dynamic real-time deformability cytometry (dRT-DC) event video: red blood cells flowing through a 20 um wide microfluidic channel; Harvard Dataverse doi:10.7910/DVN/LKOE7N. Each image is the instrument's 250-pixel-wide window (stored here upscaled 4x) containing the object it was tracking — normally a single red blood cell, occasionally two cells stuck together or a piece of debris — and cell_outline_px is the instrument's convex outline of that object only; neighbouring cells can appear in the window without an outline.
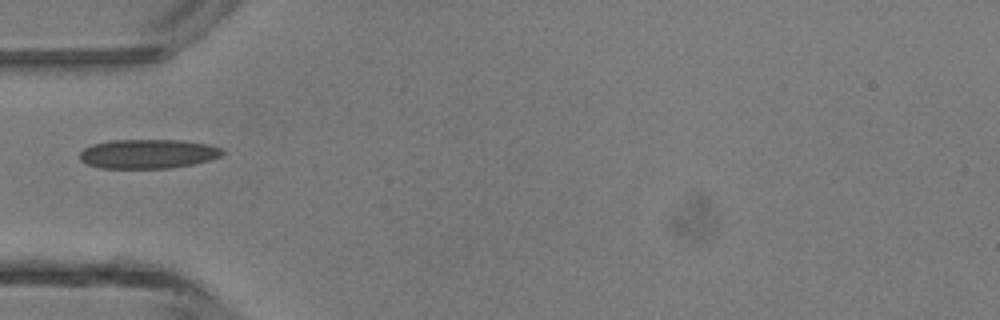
{"species": "common noctule bat (a hibernating species)", "species_latin": "Nyctalus noctula", "temperature_condition": "room temperature", "stored_images_in_passage": 27, "camera_frame_rate_fps": 3000, "um_per_image_px": 0.085, "animal": {"sex": "male", "body_mass_g": 13.3}, "frame": {"image": 1, "passage_image": 1, "time_ms": 0.0, "image_size_px": [1000, 320], "cell_outline_px": [[224, 152], [220, 156], [208, 160], [192, 164], [172, 168], [100, 168], [88, 164], [80, 160], [80, 152], [84, 148], [92, 144], [112, 140], [180, 140], [208, 144], [224, 148]], "centroid_in_image_um": [12.58, 13.07], "position_along_channel_um": 72.4, "area_um2": 24.33}}
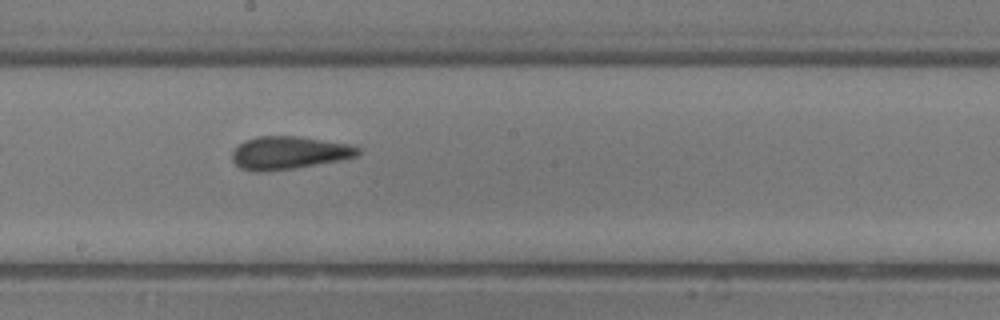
{"frame": {"image": 2, "passage_image": 11, "time_ms": 3.333, "image_size_px": [1000, 320], "cell_outline_px": [[360, 152], [356, 156], [340, 160], [296, 168], [264, 172], [256, 172], [240, 168], [232, 160], [232, 152], [244, 140], [260, 136], [296, 136], [348, 144], [360, 148]], "centroid_in_image_um": [24.53, 13.0], "position_along_channel_um": 223.7, "area_um2": 23.99}}
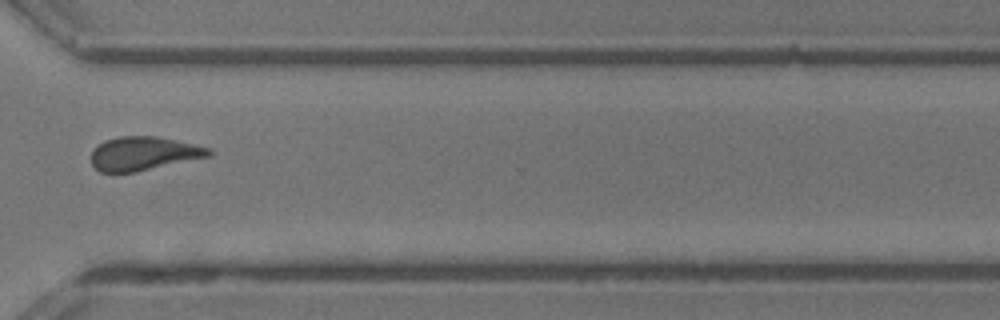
{"frame": {"image": 3, "passage_image": 20, "time_ms": 6.333, "image_size_px": [1000, 320], "cell_outline_px": [[212, 156], [136, 172], [100, 172], [92, 164], [92, 152], [104, 140], [120, 136], [156, 136], [212, 148]], "centroid_in_image_um": [12.25, 13.05], "position_along_channel_um": 358.3, "area_um2": 23.06}}